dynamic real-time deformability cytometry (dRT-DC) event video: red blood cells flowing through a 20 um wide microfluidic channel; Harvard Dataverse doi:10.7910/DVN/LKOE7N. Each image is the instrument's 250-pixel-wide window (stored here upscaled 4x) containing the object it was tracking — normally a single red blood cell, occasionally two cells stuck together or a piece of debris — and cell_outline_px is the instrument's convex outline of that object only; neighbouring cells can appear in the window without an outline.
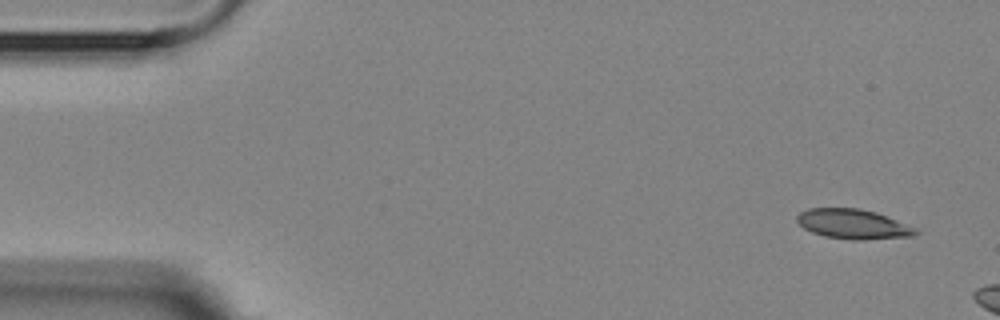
{"species": "Egyptian fruit bat (a non-hibernating species)", "species_latin": "Rousettus aegyptiacus", "temperature_condition": "room temperature", "stored_images_in_passage": 3, "camera_frame_rate_fps": 3000, "um_per_image_px": 0.085, "animal": {"sex": "female"}, "frame": {"image": 1, "passage_image": 1, "time_ms": 0.0, "image_size_px": [1000, 320], "cell_outline_px": [[920, 232], [912, 236], [864, 240], [852, 240], [824, 236], [812, 232], [804, 228], [796, 220], [796, 216], [800, 212], [808, 208], [860, 208], [876, 212], [916, 228]], "centroid_in_image_um": [72.5, 19.05], "position_along_channel_um": 12.5, "area_um2": 20.58}}